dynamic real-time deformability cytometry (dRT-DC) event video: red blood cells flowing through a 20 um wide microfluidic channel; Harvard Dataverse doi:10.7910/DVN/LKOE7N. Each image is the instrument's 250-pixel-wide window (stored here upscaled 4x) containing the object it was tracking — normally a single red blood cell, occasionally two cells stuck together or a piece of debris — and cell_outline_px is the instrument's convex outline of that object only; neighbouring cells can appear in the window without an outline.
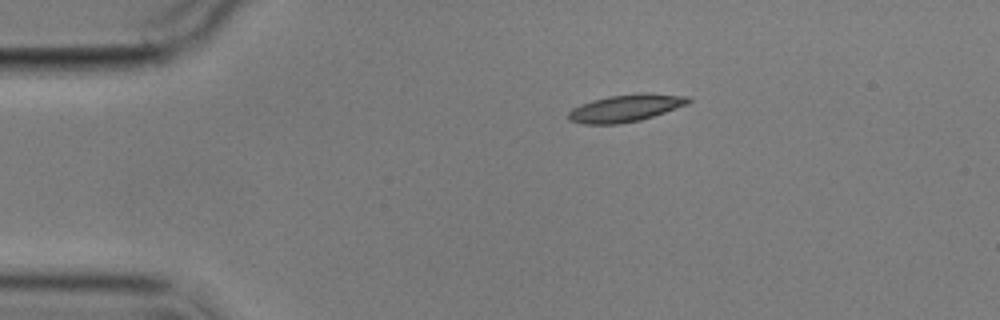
{"species": "common noctule bat (a hibernating species)", "species_latin": "Nyctalus noctula", "temperature_condition": "cold", "stored_images_in_passage": 2, "camera_frame_rate_fps": 3000, "um_per_image_px": 0.085, "animal": {"sex": "male", "body_mass_g": 17.9}, "frame": {"image": 1, "passage_image": 1, "time_ms": 0.0, "image_size_px": [1000, 320], "cell_outline_px": [[692, 100], [688, 104], [640, 120], [620, 124], [580, 124], [568, 120], [568, 112], [572, 108], [580, 104], [592, 100], [608, 96], [640, 92], [648, 92], [692, 96]], "centroid_in_image_um": [53.19, 9.17], "position_along_channel_um": 31.8, "area_um2": 19.42}}